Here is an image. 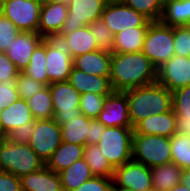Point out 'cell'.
<instances>
[{
	"label": "cell",
	"mask_w": 190,
	"mask_h": 191,
	"mask_svg": "<svg viewBox=\"0 0 190 191\" xmlns=\"http://www.w3.org/2000/svg\"><path fill=\"white\" fill-rule=\"evenodd\" d=\"M32 79L48 85L46 70V38L37 46L31 55L28 66L22 71Z\"/></svg>",
	"instance_id": "33"
},
{
	"label": "cell",
	"mask_w": 190,
	"mask_h": 191,
	"mask_svg": "<svg viewBox=\"0 0 190 191\" xmlns=\"http://www.w3.org/2000/svg\"><path fill=\"white\" fill-rule=\"evenodd\" d=\"M157 82V68L142 52L112 53L110 83L113 91L146 86Z\"/></svg>",
	"instance_id": "1"
},
{
	"label": "cell",
	"mask_w": 190,
	"mask_h": 191,
	"mask_svg": "<svg viewBox=\"0 0 190 191\" xmlns=\"http://www.w3.org/2000/svg\"><path fill=\"white\" fill-rule=\"evenodd\" d=\"M59 175L63 191H74L85 181L94 177L84 158L77 160L68 168L60 171Z\"/></svg>",
	"instance_id": "27"
},
{
	"label": "cell",
	"mask_w": 190,
	"mask_h": 191,
	"mask_svg": "<svg viewBox=\"0 0 190 191\" xmlns=\"http://www.w3.org/2000/svg\"><path fill=\"white\" fill-rule=\"evenodd\" d=\"M34 122L35 120L24 123L21 127L11 130L5 138L14 143L28 144L34 133Z\"/></svg>",
	"instance_id": "42"
},
{
	"label": "cell",
	"mask_w": 190,
	"mask_h": 191,
	"mask_svg": "<svg viewBox=\"0 0 190 191\" xmlns=\"http://www.w3.org/2000/svg\"><path fill=\"white\" fill-rule=\"evenodd\" d=\"M69 0H40L42 4H49V3H55V2H62V3H68Z\"/></svg>",
	"instance_id": "50"
},
{
	"label": "cell",
	"mask_w": 190,
	"mask_h": 191,
	"mask_svg": "<svg viewBox=\"0 0 190 191\" xmlns=\"http://www.w3.org/2000/svg\"><path fill=\"white\" fill-rule=\"evenodd\" d=\"M90 32L97 42L98 49L104 52L113 53L114 35L100 18L88 25Z\"/></svg>",
	"instance_id": "35"
},
{
	"label": "cell",
	"mask_w": 190,
	"mask_h": 191,
	"mask_svg": "<svg viewBox=\"0 0 190 191\" xmlns=\"http://www.w3.org/2000/svg\"><path fill=\"white\" fill-rule=\"evenodd\" d=\"M44 166L45 163L28 144L14 143L5 137H0V171L21 178Z\"/></svg>",
	"instance_id": "3"
},
{
	"label": "cell",
	"mask_w": 190,
	"mask_h": 191,
	"mask_svg": "<svg viewBox=\"0 0 190 191\" xmlns=\"http://www.w3.org/2000/svg\"><path fill=\"white\" fill-rule=\"evenodd\" d=\"M6 0H0V4H4V2H5Z\"/></svg>",
	"instance_id": "54"
},
{
	"label": "cell",
	"mask_w": 190,
	"mask_h": 191,
	"mask_svg": "<svg viewBox=\"0 0 190 191\" xmlns=\"http://www.w3.org/2000/svg\"><path fill=\"white\" fill-rule=\"evenodd\" d=\"M15 85L19 93V97L24 100H27L35 93L43 90L46 87L45 84L32 79L23 72L19 73V76L16 78Z\"/></svg>",
	"instance_id": "38"
},
{
	"label": "cell",
	"mask_w": 190,
	"mask_h": 191,
	"mask_svg": "<svg viewBox=\"0 0 190 191\" xmlns=\"http://www.w3.org/2000/svg\"><path fill=\"white\" fill-rule=\"evenodd\" d=\"M22 191H63L59 173L46 165L21 178Z\"/></svg>",
	"instance_id": "22"
},
{
	"label": "cell",
	"mask_w": 190,
	"mask_h": 191,
	"mask_svg": "<svg viewBox=\"0 0 190 191\" xmlns=\"http://www.w3.org/2000/svg\"><path fill=\"white\" fill-rule=\"evenodd\" d=\"M157 82L171 92L190 85V57L174 55L157 69Z\"/></svg>",
	"instance_id": "14"
},
{
	"label": "cell",
	"mask_w": 190,
	"mask_h": 191,
	"mask_svg": "<svg viewBox=\"0 0 190 191\" xmlns=\"http://www.w3.org/2000/svg\"><path fill=\"white\" fill-rule=\"evenodd\" d=\"M105 127L133 128L129 119L126 94L113 91L104 101L103 110L96 118Z\"/></svg>",
	"instance_id": "15"
},
{
	"label": "cell",
	"mask_w": 190,
	"mask_h": 191,
	"mask_svg": "<svg viewBox=\"0 0 190 191\" xmlns=\"http://www.w3.org/2000/svg\"><path fill=\"white\" fill-rule=\"evenodd\" d=\"M54 39L59 40L72 58L98 50L97 42L88 25L71 33H58Z\"/></svg>",
	"instance_id": "18"
},
{
	"label": "cell",
	"mask_w": 190,
	"mask_h": 191,
	"mask_svg": "<svg viewBox=\"0 0 190 191\" xmlns=\"http://www.w3.org/2000/svg\"><path fill=\"white\" fill-rule=\"evenodd\" d=\"M15 83L16 79L0 81V105L7 107L20 98Z\"/></svg>",
	"instance_id": "41"
},
{
	"label": "cell",
	"mask_w": 190,
	"mask_h": 191,
	"mask_svg": "<svg viewBox=\"0 0 190 191\" xmlns=\"http://www.w3.org/2000/svg\"><path fill=\"white\" fill-rule=\"evenodd\" d=\"M174 55L190 57V35L183 26L174 27Z\"/></svg>",
	"instance_id": "40"
},
{
	"label": "cell",
	"mask_w": 190,
	"mask_h": 191,
	"mask_svg": "<svg viewBox=\"0 0 190 191\" xmlns=\"http://www.w3.org/2000/svg\"><path fill=\"white\" fill-rule=\"evenodd\" d=\"M113 183L133 191H149L153 189L150 167L133 159L114 168Z\"/></svg>",
	"instance_id": "13"
},
{
	"label": "cell",
	"mask_w": 190,
	"mask_h": 191,
	"mask_svg": "<svg viewBox=\"0 0 190 191\" xmlns=\"http://www.w3.org/2000/svg\"><path fill=\"white\" fill-rule=\"evenodd\" d=\"M54 110V120L59 124L70 122L81 115L79 110L81 94L68 82L49 84Z\"/></svg>",
	"instance_id": "7"
},
{
	"label": "cell",
	"mask_w": 190,
	"mask_h": 191,
	"mask_svg": "<svg viewBox=\"0 0 190 191\" xmlns=\"http://www.w3.org/2000/svg\"><path fill=\"white\" fill-rule=\"evenodd\" d=\"M33 120L27 100L19 98L2 110L0 115V137H5L11 130Z\"/></svg>",
	"instance_id": "21"
},
{
	"label": "cell",
	"mask_w": 190,
	"mask_h": 191,
	"mask_svg": "<svg viewBox=\"0 0 190 191\" xmlns=\"http://www.w3.org/2000/svg\"><path fill=\"white\" fill-rule=\"evenodd\" d=\"M160 21L167 26H183L190 21V0H166Z\"/></svg>",
	"instance_id": "29"
},
{
	"label": "cell",
	"mask_w": 190,
	"mask_h": 191,
	"mask_svg": "<svg viewBox=\"0 0 190 191\" xmlns=\"http://www.w3.org/2000/svg\"><path fill=\"white\" fill-rule=\"evenodd\" d=\"M2 15H3V5L0 4V16H2Z\"/></svg>",
	"instance_id": "52"
},
{
	"label": "cell",
	"mask_w": 190,
	"mask_h": 191,
	"mask_svg": "<svg viewBox=\"0 0 190 191\" xmlns=\"http://www.w3.org/2000/svg\"><path fill=\"white\" fill-rule=\"evenodd\" d=\"M171 160L178 167L190 169V136L175 133L170 138Z\"/></svg>",
	"instance_id": "34"
},
{
	"label": "cell",
	"mask_w": 190,
	"mask_h": 191,
	"mask_svg": "<svg viewBox=\"0 0 190 191\" xmlns=\"http://www.w3.org/2000/svg\"><path fill=\"white\" fill-rule=\"evenodd\" d=\"M83 154V158L94 176L107 178L113 177L114 168L102 154L98 145H85Z\"/></svg>",
	"instance_id": "31"
},
{
	"label": "cell",
	"mask_w": 190,
	"mask_h": 191,
	"mask_svg": "<svg viewBox=\"0 0 190 191\" xmlns=\"http://www.w3.org/2000/svg\"><path fill=\"white\" fill-rule=\"evenodd\" d=\"M101 19L106 23L113 35L128 28L149 27L150 21L143 14L128 7L122 0L108 1Z\"/></svg>",
	"instance_id": "8"
},
{
	"label": "cell",
	"mask_w": 190,
	"mask_h": 191,
	"mask_svg": "<svg viewBox=\"0 0 190 191\" xmlns=\"http://www.w3.org/2000/svg\"><path fill=\"white\" fill-rule=\"evenodd\" d=\"M108 0H69V13L59 33H71L100 19Z\"/></svg>",
	"instance_id": "10"
},
{
	"label": "cell",
	"mask_w": 190,
	"mask_h": 191,
	"mask_svg": "<svg viewBox=\"0 0 190 191\" xmlns=\"http://www.w3.org/2000/svg\"><path fill=\"white\" fill-rule=\"evenodd\" d=\"M169 191H190V189L182 183L177 184Z\"/></svg>",
	"instance_id": "48"
},
{
	"label": "cell",
	"mask_w": 190,
	"mask_h": 191,
	"mask_svg": "<svg viewBox=\"0 0 190 191\" xmlns=\"http://www.w3.org/2000/svg\"><path fill=\"white\" fill-rule=\"evenodd\" d=\"M68 13V3L42 4L37 33L44 38H54L61 31Z\"/></svg>",
	"instance_id": "17"
},
{
	"label": "cell",
	"mask_w": 190,
	"mask_h": 191,
	"mask_svg": "<svg viewBox=\"0 0 190 191\" xmlns=\"http://www.w3.org/2000/svg\"><path fill=\"white\" fill-rule=\"evenodd\" d=\"M142 52L158 69L174 56V27L152 21L146 31Z\"/></svg>",
	"instance_id": "5"
},
{
	"label": "cell",
	"mask_w": 190,
	"mask_h": 191,
	"mask_svg": "<svg viewBox=\"0 0 190 191\" xmlns=\"http://www.w3.org/2000/svg\"><path fill=\"white\" fill-rule=\"evenodd\" d=\"M111 53L96 50L73 58V67L90 75L110 77Z\"/></svg>",
	"instance_id": "23"
},
{
	"label": "cell",
	"mask_w": 190,
	"mask_h": 191,
	"mask_svg": "<svg viewBox=\"0 0 190 191\" xmlns=\"http://www.w3.org/2000/svg\"><path fill=\"white\" fill-rule=\"evenodd\" d=\"M183 27L186 29V31L189 33L190 35V21H188L186 24L183 25Z\"/></svg>",
	"instance_id": "51"
},
{
	"label": "cell",
	"mask_w": 190,
	"mask_h": 191,
	"mask_svg": "<svg viewBox=\"0 0 190 191\" xmlns=\"http://www.w3.org/2000/svg\"><path fill=\"white\" fill-rule=\"evenodd\" d=\"M68 82L80 93L108 96L113 92L110 77L90 75L72 67Z\"/></svg>",
	"instance_id": "20"
},
{
	"label": "cell",
	"mask_w": 190,
	"mask_h": 191,
	"mask_svg": "<svg viewBox=\"0 0 190 191\" xmlns=\"http://www.w3.org/2000/svg\"><path fill=\"white\" fill-rule=\"evenodd\" d=\"M112 184V178L94 176L74 191H111Z\"/></svg>",
	"instance_id": "43"
},
{
	"label": "cell",
	"mask_w": 190,
	"mask_h": 191,
	"mask_svg": "<svg viewBox=\"0 0 190 191\" xmlns=\"http://www.w3.org/2000/svg\"><path fill=\"white\" fill-rule=\"evenodd\" d=\"M83 152V145L62 142L45 165L52 171L59 173L83 158Z\"/></svg>",
	"instance_id": "25"
},
{
	"label": "cell",
	"mask_w": 190,
	"mask_h": 191,
	"mask_svg": "<svg viewBox=\"0 0 190 191\" xmlns=\"http://www.w3.org/2000/svg\"><path fill=\"white\" fill-rule=\"evenodd\" d=\"M41 6L40 0H6L3 15L21 32L37 33Z\"/></svg>",
	"instance_id": "11"
},
{
	"label": "cell",
	"mask_w": 190,
	"mask_h": 191,
	"mask_svg": "<svg viewBox=\"0 0 190 191\" xmlns=\"http://www.w3.org/2000/svg\"><path fill=\"white\" fill-rule=\"evenodd\" d=\"M180 183L184 184L190 189V169H184L182 171Z\"/></svg>",
	"instance_id": "47"
},
{
	"label": "cell",
	"mask_w": 190,
	"mask_h": 191,
	"mask_svg": "<svg viewBox=\"0 0 190 191\" xmlns=\"http://www.w3.org/2000/svg\"><path fill=\"white\" fill-rule=\"evenodd\" d=\"M5 108V105H0V115H1V113H2V110Z\"/></svg>",
	"instance_id": "53"
},
{
	"label": "cell",
	"mask_w": 190,
	"mask_h": 191,
	"mask_svg": "<svg viewBox=\"0 0 190 191\" xmlns=\"http://www.w3.org/2000/svg\"><path fill=\"white\" fill-rule=\"evenodd\" d=\"M20 32L10 19L4 15L0 16V52H6Z\"/></svg>",
	"instance_id": "39"
},
{
	"label": "cell",
	"mask_w": 190,
	"mask_h": 191,
	"mask_svg": "<svg viewBox=\"0 0 190 191\" xmlns=\"http://www.w3.org/2000/svg\"><path fill=\"white\" fill-rule=\"evenodd\" d=\"M61 143V127L53 118L35 120L34 133L28 145L45 164Z\"/></svg>",
	"instance_id": "9"
},
{
	"label": "cell",
	"mask_w": 190,
	"mask_h": 191,
	"mask_svg": "<svg viewBox=\"0 0 190 191\" xmlns=\"http://www.w3.org/2000/svg\"><path fill=\"white\" fill-rule=\"evenodd\" d=\"M123 92L126 94L132 127L152 114H162L172 110L171 91L158 82Z\"/></svg>",
	"instance_id": "2"
},
{
	"label": "cell",
	"mask_w": 190,
	"mask_h": 191,
	"mask_svg": "<svg viewBox=\"0 0 190 191\" xmlns=\"http://www.w3.org/2000/svg\"><path fill=\"white\" fill-rule=\"evenodd\" d=\"M132 138L133 128L105 127L97 145L116 168L132 160Z\"/></svg>",
	"instance_id": "6"
},
{
	"label": "cell",
	"mask_w": 190,
	"mask_h": 191,
	"mask_svg": "<svg viewBox=\"0 0 190 191\" xmlns=\"http://www.w3.org/2000/svg\"><path fill=\"white\" fill-rule=\"evenodd\" d=\"M62 142L86 145V135L89 132V118L81 114L73 120L60 125Z\"/></svg>",
	"instance_id": "30"
},
{
	"label": "cell",
	"mask_w": 190,
	"mask_h": 191,
	"mask_svg": "<svg viewBox=\"0 0 190 191\" xmlns=\"http://www.w3.org/2000/svg\"><path fill=\"white\" fill-rule=\"evenodd\" d=\"M153 189L169 191L180 183L183 169L171 162L150 168Z\"/></svg>",
	"instance_id": "28"
},
{
	"label": "cell",
	"mask_w": 190,
	"mask_h": 191,
	"mask_svg": "<svg viewBox=\"0 0 190 191\" xmlns=\"http://www.w3.org/2000/svg\"><path fill=\"white\" fill-rule=\"evenodd\" d=\"M111 191H133L131 189L123 188L118 185L112 184Z\"/></svg>",
	"instance_id": "49"
},
{
	"label": "cell",
	"mask_w": 190,
	"mask_h": 191,
	"mask_svg": "<svg viewBox=\"0 0 190 191\" xmlns=\"http://www.w3.org/2000/svg\"><path fill=\"white\" fill-rule=\"evenodd\" d=\"M132 159L150 168L171 163L170 138L160 135L133 134Z\"/></svg>",
	"instance_id": "4"
},
{
	"label": "cell",
	"mask_w": 190,
	"mask_h": 191,
	"mask_svg": "<svg viewBox=\"0 0 190 191\" xmlns=\"http://www.w3.org/2000/svg\"><path fill=\"white\" fill-rule=\"evenodd\" d=\"M73 67V58L59 40L46 38V70L48 85L68 81Z\"/></svg>",
	"instance_id": "12"
},
{
	"label": "cell",
	"mask_w": 190,
	"mask_h": 191,
	"mask_svg": "<svg viewBox=\"0 0 190 191\" xmlns=\"http://www.w3.org/2000/svg\"><path fill=\"white\" fill-rule=\"evenodd\" d=\"M128 7L143 14L150 21H160L163 13L162 0H122Z\"/></svg>",
	"instance_id": "36"
},
{
	"label": "cell",
	"mask_w": 190,
	"mask_h": 191,
	"mask_svg": "<svg viewBox=\"0 0 190 191\" xmlns=\"http://www.w3.org/2000/svg\"><path fill=\"white\" fill-rule=\"evenodd\" d=\"M107 96L95 93H84L80 96L79 110L88 118L96 119L103 110Z\"/></svg>",
	"instance_id": "37"
},
{
	"label": "cell",
	"mask_w": 190,
	"mask_h": 191,
	"mask_svg": "<svg viewBox=\"0 0 190 191\" xmlns=\"http://www.w3.org/2000/svg\"><path fill=\"white\" fill-rule=\"evenodd\" d=\"M27 103L34 120L54 118L53 103L48 85L28 98Z\"/></svg>",
	"instance_id": "32"
},
{
	"label": "cell",
	"mask_w": 190,
	"mask_h": 191,
	"mask_svg": "<svg viewBox=\"0 0 190 191\" xmlns=\"http://www.w3.org/2000/svg\"><path fill=\"white\" fill-rule=\"evenodd\" d=\"M20 71L16 65L8 58L5 52H0V81L16 79Z\"/></svg>",
	"instance_id": "44"
},
{
	"label": "cell",
	"mask_w": 190,
	"mask_h": 191,
	"mask_svg": "<svg viewBox=\"0 0 190 191\" xmlns=\"http://www.w3.org/2000/svg\"><path fill=\"white\" fill-rule=\"evenodd\" d=\"M176 116L173 110L152 114L133 127V134L160 135L171 138L176 133Z\"/></svg>",
	"instance_id": "19"
},
{
	"label": "cell",
	"mask_w": 190,
	"mask_h": 191,
	"mask_svg": "<svg viewBox=\"0 0 190 191\" xmlns=\"http://www.w3.org/2000/svg\"><path fill=\"white\" fill-rule=\"evenodd\" d=\"M147 29L148 27H133L114 35L113 53L142 51Z\"/></svg>",
	"instance_id": "26"
},
{
	"label": "cell",
	"mask_w": 190,
	"mask_h": 191,
	"mask_svg": "<svg viewBox=\"0 0 190 191\" xmlns=\"http://www.w3.org/2000/svg\"><path fill=\"white\" fill-rule=\"evenodd\" d=\"M172 110L176 116V133L190 136V85L171 92Z\"/></svg>",
	"instance_id": "24"
},
{
	"label": "cell",
	"mask_w": 190,
	"mask_h": 191,
	"mask_svg": "<svg viewBox=\"0 0 190 191\" xmlns=\"http://www.w3.org/2000/svg\"><path fill=\"white\" fill-rule=\"evenodd\" d=\"M0 191H22L20 177L0 171Z\"/></svg>",
	"instance_id": "45"
},
{
	"label": "cell",
	"mask_w": 190,
	"mask_h": 191,
	"mask_svg": "<svg viewBox=\"0 0 190 191\" xmlns=\"http://www.w3.org/2000/svg\"><path fill=\"white\" fill-rule=\"evenodd\" d=\"M104 129L105 126L97 119L89 118V132L86 135V145H97Z\"/></svg>",
	"instance_id": "46"
},
{
	"label": "cell",
	"mask_w": 190,
	"mask_h": 191,
	"mask_svg": "<svg viewBox=\"0 0 190 191\" xmlns=\"http://www.w3.org/2000/svg\"><path fill=\"white\" fill-rule=\"evenodd\" d=\"M44 37L35 32H20L8 46L6 54L8 58L22 72L29 64L31 55Z\"/></svg>",
	"instance_id": "16"
}]
</instances>
